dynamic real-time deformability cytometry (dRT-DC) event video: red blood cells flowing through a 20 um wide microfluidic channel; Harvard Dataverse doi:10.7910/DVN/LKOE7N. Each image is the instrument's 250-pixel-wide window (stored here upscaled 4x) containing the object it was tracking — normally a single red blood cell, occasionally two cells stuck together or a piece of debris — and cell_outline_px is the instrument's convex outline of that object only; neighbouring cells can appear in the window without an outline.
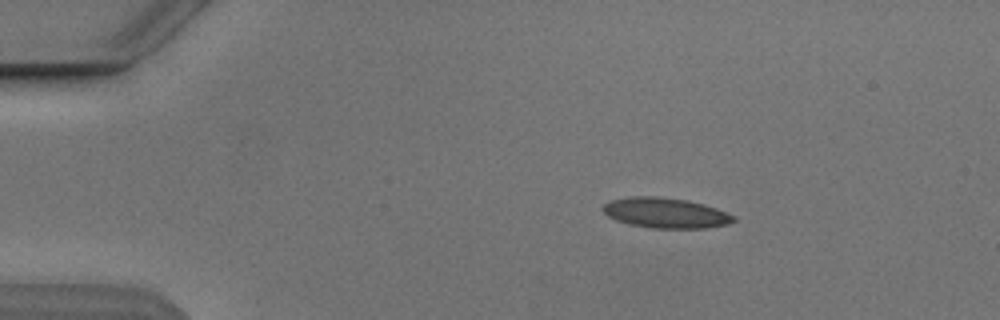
{"species": "Egyptian fruit bat (a non-hibernating species)", "species_latin": "Rousettus aegyptiacus", "temperature_condition": "cold", "stored_images_in_passage": 2, "camera_frame_rate_fps": 3000, "um_per_image_px": 0.085, "animal": {"sex": "male"}, "frame": {"image": 1, "passage_image": 1, "time_ms": 0.0, "image_size_px": [1000, 320], "cell_outline_px": [[736, 220], [728, 224], [704, 228], [652, 228], [628, 224], [616, 220], [608, 216], [600, 208], [604, 204], [612, 200], [632, 196], [660, 196], [688, 200], [704, 204], [716, 208], [736, 216]], "centroid_in_image_um": [56.58, 18.09], "position_along_channel_um": 28.4, "area_um2": 23.18}}